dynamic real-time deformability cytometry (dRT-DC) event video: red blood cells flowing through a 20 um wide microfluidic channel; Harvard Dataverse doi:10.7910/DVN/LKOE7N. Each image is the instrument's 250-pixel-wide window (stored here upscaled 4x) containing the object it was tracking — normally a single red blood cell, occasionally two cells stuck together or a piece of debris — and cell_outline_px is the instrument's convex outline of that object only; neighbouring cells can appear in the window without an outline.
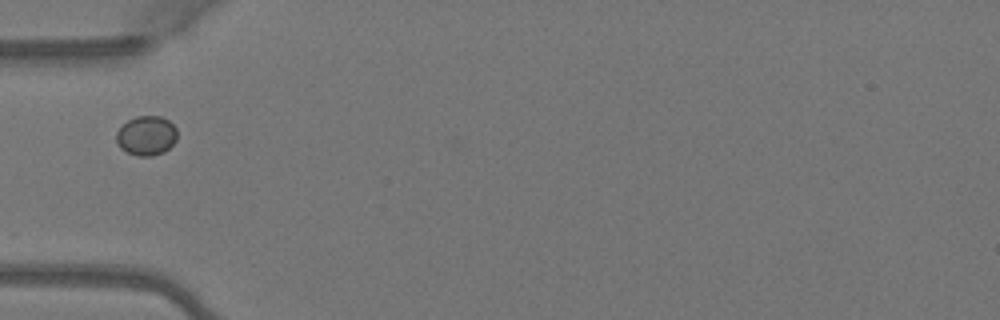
{"species": "Egyptian fruit bat (a non-hibernating species)", "species_latin": "Rousettus aegyptiacus", "temperature_condition": "warm", "stored_images_in_passage": 1, "camera_frame_rate_fps": 3000, "um_per_image_px": 0.085, "animal": {"sex": "female"}, "frame": {"image": 1, "passage_image": 1, "time_ms": 0.0, "image_size_px": [1000, 320], "cell_outline_px": [[176, 140], [164, 152], [152, 156], [136, 156], [120, 148], [116, 140], [116, 132], [128, 120], [136, 116], [160, 116], [168, 120], [176, 128]], "centroid_in_image_um": [12.44, 11.53], "position_along_channel_um": 72.6, "area_um2": 13.93}}